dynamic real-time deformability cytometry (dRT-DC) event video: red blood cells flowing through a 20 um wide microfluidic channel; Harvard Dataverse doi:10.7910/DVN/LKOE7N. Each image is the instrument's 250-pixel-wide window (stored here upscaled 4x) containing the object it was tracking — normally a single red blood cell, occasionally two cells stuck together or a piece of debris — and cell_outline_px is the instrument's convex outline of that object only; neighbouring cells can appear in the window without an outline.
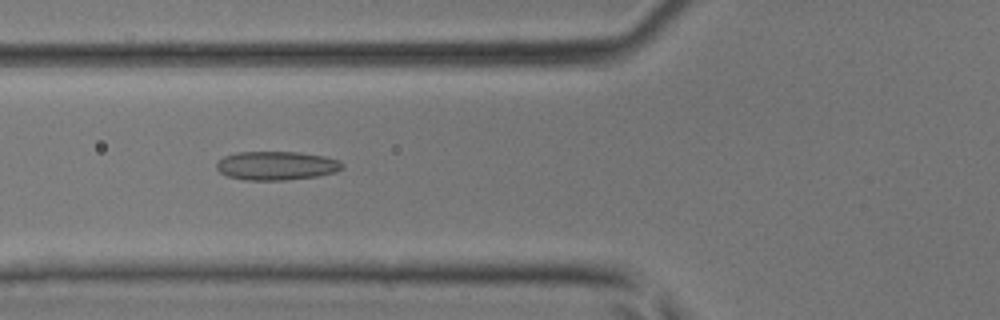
{"species": "common noctule bat (a hibernating species)", "species_latin": "Nyctalus noctula", "temperature_condition": "room temperature", "stored_images_in_passage": 44, "camera_frame_rate_fps": 3000, "um_per_image_px": 0.085, "animal": {"sex": "male", "body_mass_g": 17.9, "forearm_length_mm": 54.2}, "frame": {"image": 1, "passage_image": 17, "time_ms": 5.333, "image_size_px": [1000, 320], "cell_outline_px": [[344, 168], [336, 172], [316, 176], [284, 180], [244, 180], [228, 176], [220, 172], [216, 168], [216, 164], [224, 156], [236, 152], [300, 152], [324, 156], [340, 160], [344, 164]], "centroid_in_image_um": [23.52, 14.08], "position_along_channel_um": 102.3, "area_um2": 21.15}}
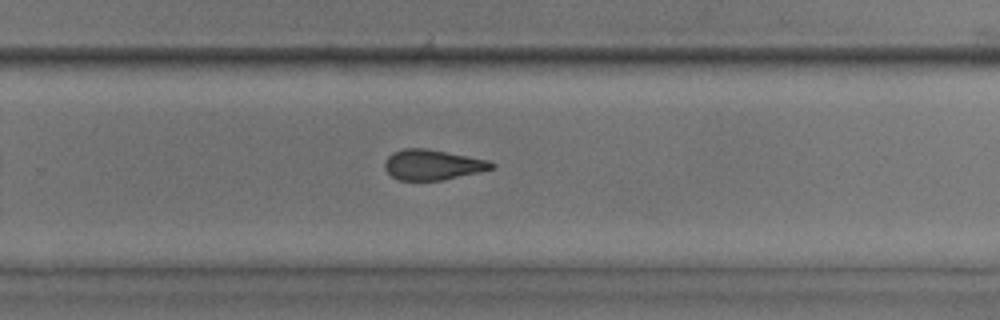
{"frame": {"image": 2, "passage_image": 29, "time_ms": 9.333, "image_size_px": [1000, 320], "cell_outline_px": [[496, 164], [492, 168], [480, 172], [444, 180], [396, 180], [384, 168], [384, 160], [392, 152], [404, 148], [428, 148], [492, 160]], "centroid_in_image_um": [36.79, 13.99], "position_along_channel_um": 293.0, "area_um2": 19.25}}
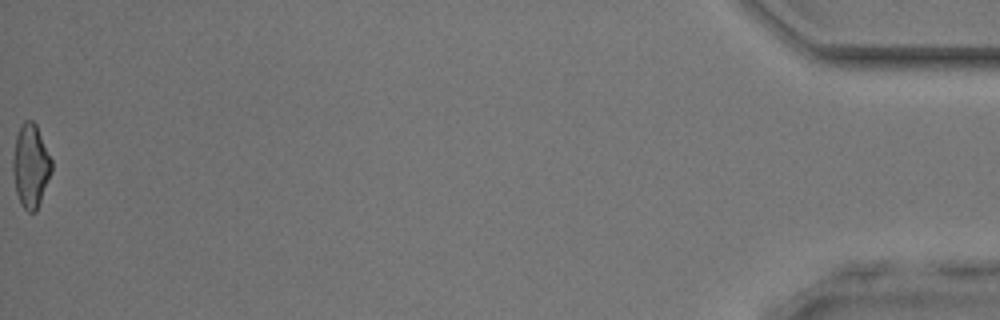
{"frame": {"image": 3, "passage_image": 44, "time_ms": 14.333, "image_size_px": [1000, 320], "cell_outline_px": [[52, 172], [36, 212], [28, 212], [20, 204], [16, 192], [12, 172], [12, 160], [16, 136], [24, 120], [32, 120], [36, 124], [52, 160]], "centroid_in_image_um": [2.61, 14.12], "position_along_channel_um": 432.6, "area_um2": 18.9}}